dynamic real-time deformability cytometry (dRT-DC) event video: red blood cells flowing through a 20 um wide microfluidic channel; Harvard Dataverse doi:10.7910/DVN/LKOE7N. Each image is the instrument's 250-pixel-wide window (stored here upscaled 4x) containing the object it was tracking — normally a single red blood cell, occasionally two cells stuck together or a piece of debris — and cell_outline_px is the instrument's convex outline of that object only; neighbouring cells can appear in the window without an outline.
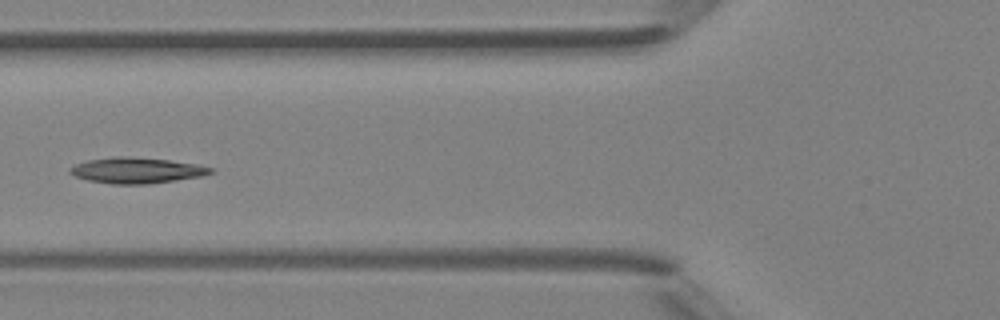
{"species": "Egyptian fruit bat (a non-hibernating species)", "species_latin": "Rousettus aegyptiacus", "temperature_condition": "room temperature", "stored_images_in_passage": 6, "camera_frame_rate_fps": 3000, "um_per_image_px": 0.085, "animal": {"sex": "female"}, "frame": {"image": 1, "passage_image": 6, "time_ms": 5.667, "image_size_px": [1000, 320], "cell_outline_px": [[212, 172], [200, 176], [148, 184], [112, 184], [88, 180], [76, 176], [68, 172], [68, 168], [76, 164], [88, 160], [112, 156], [124, 156], [168, 160], [196, 164], [212, 168]], "centroid_in_image_um": [11.54, 14.48], "position_along_channel_um": 114.3, "area_um2": 20.87}}